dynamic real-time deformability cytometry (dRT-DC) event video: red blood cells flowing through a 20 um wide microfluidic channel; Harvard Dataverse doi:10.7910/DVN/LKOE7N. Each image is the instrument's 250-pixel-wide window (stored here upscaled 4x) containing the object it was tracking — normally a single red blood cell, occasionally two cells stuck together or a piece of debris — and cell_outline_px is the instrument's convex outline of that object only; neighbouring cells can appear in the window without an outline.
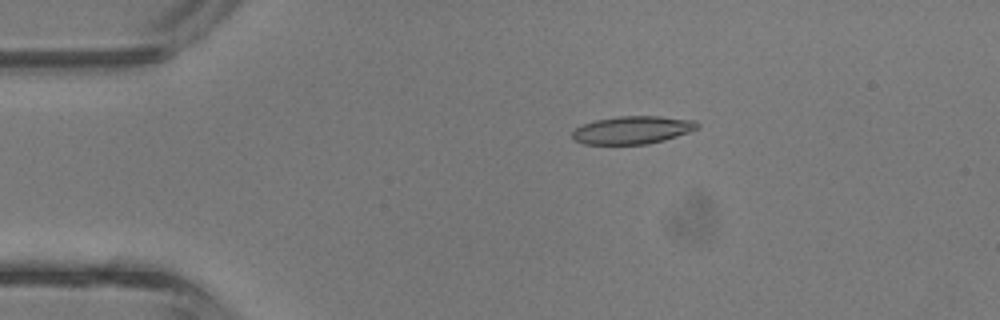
{"species": "common noctule bat (a hibernating species)", "species_latin": "Nyctalus noctula", "temperature_condition": "room temperature", "stored_images_in_passage": 41, "camera_frame_rate_fps": 3000, "um_per_image_px": 0.085, "animal": {"sex": "male", "body_mass_g": 13.3}, "frame": {"image": 1, "passage_image": 8, "time_ms": 2.333, "image_size_px": [1000, 320], "cell_outline_px": [[700, 128], [664, 140], [648, 144], [584, 144], [576, 140], [572, 136], [572, 132], [576, 128], [584, 124], [596, 120], [620, 116], [660, 116], [696, 120], [700, 124]], "centroid_in_image_um": [53.81, 11.04], "position_along_channel_um": 31.2, "area_um2": 20.23}}
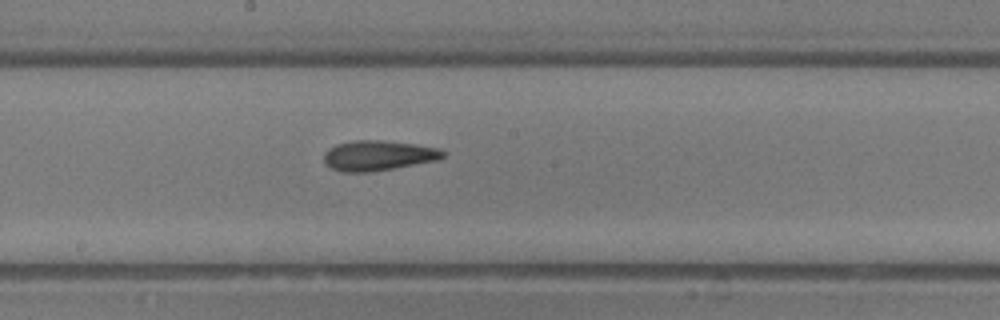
{"frame": {"image": 2, "passage_image": 22, "time_ms": 7.0, "image_size_px": [1000, 320], "cell_outline_px": [[444, 156], [436, 160], [392, 168], [368, 172], [340, 172], [324, 164], [324, 152], [328, 148], [336, 144], [352, 140], [380, 140], [412, 144], [440, 148], [444, 152]], "centroid_in_image_um": [32.07, 13.21], "position_along_channel_um": 216.1, "area_um2": 20.75}}
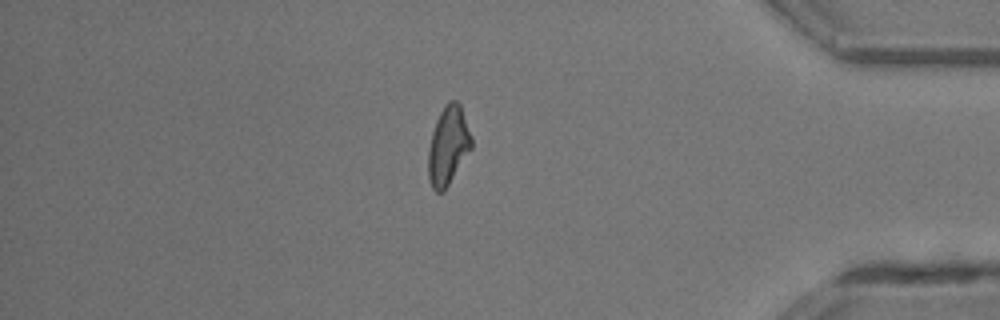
{"frame": {"image": 3, "passage_image": 35, "time_ms": 11.333, "image_size_px": [1000, 320], "cell_outline_px": [[472, 148], [444, 192], [436, 192], [432, 188], [428, 180], [428, 148], [432, 132], [436, 120], [444, 104], [448, 100], [456, 100], [460, 104], [472, 136]], "centroid_in_image_um": [38.09, 12.38], "position_along_channel_um": 397.1, "area_um2": 20.06}}